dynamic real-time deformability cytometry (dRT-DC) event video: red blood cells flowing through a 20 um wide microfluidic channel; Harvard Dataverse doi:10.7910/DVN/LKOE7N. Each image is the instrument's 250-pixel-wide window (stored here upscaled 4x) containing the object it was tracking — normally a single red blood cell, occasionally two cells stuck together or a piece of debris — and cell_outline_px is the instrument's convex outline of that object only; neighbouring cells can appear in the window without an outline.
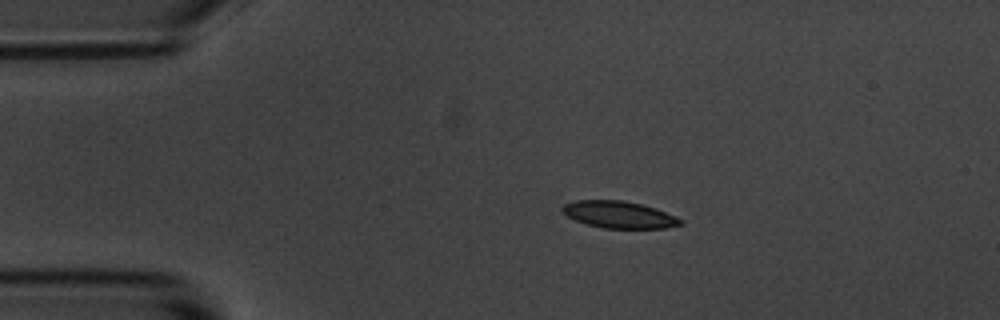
{"species": "common noctule bat (a hibernating species)", "species_latin": "Nyctalus noctula", "temperature_condition": "room temperature", "stored_images_in_passage": 5, "camera_frame_rate_fps": 3000, "um_per_image_px": 0.085, "animal": {"sex": "male", "body_mass_g": 20.1, "forearm_length_mm": 53.5}, "frame": {"image": 1, "passage_image": 3, "time_ms": 3.0, "image_size_px": [1000, 320], "cell_outline_px": [[684, 224], [664, 228], [604, 228], [588, 224], [576, 220], [560, 212], [560, 208], [564, 204], [576, 200], [620, 200], [640, 204], [656, 208], [676, 216], [684, 220]], "centroid_in_image_um": [52.63, 18.24], "position_along_channel_um": 32.4, "area_um2": 18.55}}
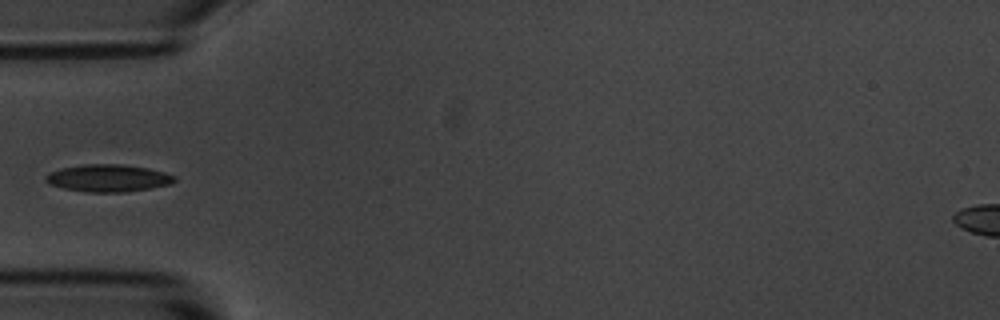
{"frame": {"image": 2, "passage_image": 5, "time_ms": 5.333, "image_size_px": [1000, 320], "cell_outline_px": [[176, 180], [172, 184], [124, 192], [88, 192], [64, 188], [52, 184], [44, 180], [44, 176], [48, 172], [60, 168], [84, 164], [120, 164], [148, 168], [164, 172], [176, 176]], "centroid_in_image_um": [9.19, 15.13], "position_along_channel_um": 75.8, "area_um2": 20.46}}